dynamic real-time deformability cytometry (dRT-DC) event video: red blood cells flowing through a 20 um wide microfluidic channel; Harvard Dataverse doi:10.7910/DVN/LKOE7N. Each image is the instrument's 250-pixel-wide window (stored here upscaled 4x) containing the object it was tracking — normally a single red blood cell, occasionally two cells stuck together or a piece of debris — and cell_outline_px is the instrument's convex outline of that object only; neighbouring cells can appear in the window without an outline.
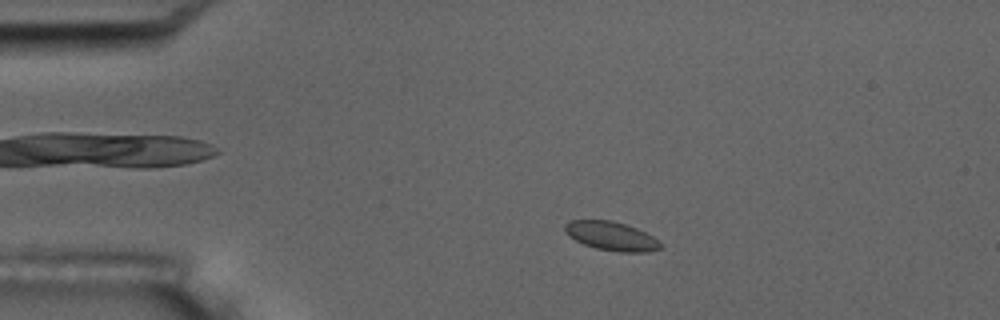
{"species": "common noctule bat (a hibernating species)", "species_latin": "Nyctalus noctula", "temperature_condition": "room temperature", "stored_images_in_passage": 3, "camera_frame_rate_fps": 3000, "um_per_image_px": 0.085, "animal": {"sex": "male", "body_mass_g": 17.5, "forearm_length_mm": 52.3}, "frame": {"image": 1, "passage_image": 2, "time_ms": 1.0, "image_size_px": [1000, 320], "cell_outline_px": [[664, 244], [660, 248], [648, 252], [620, 252], [596, 248], [584, 244], [568, 236], [564, 232], [564, 224], [568, 220], [612, 220], [636, 228], [652, 236]], "centroid_in_image_um": [51.94, 20.06], "position_along_channel_um": 33.1, "area_um2": 16.13}}